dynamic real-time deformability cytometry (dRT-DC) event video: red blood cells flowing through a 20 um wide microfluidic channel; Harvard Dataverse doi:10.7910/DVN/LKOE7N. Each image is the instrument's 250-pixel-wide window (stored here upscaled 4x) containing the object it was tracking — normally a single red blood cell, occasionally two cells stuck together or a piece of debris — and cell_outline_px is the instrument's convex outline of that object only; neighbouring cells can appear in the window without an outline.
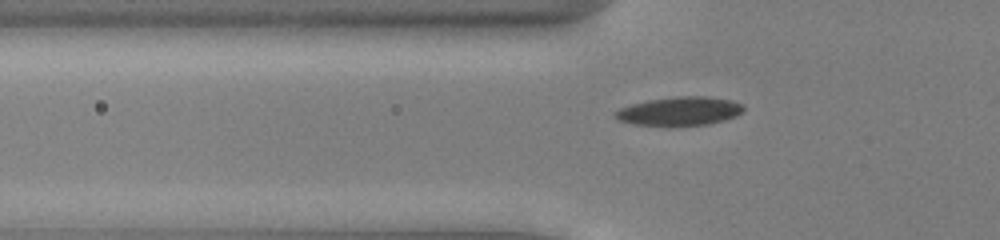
{"species": "common noctule bat (a hibernating species)", "species_latin": "Nyctalus noctula", "temperature_condition": "cold", "stored_images_in_passage": 41, "camera_frame_rate_fps": 3000, "um_per_image_px": 0.085, "animal": {"sex": "male", "body_mass_g": 13.0, "forearm_length_mm": 53.1}, "frame": {"image": 1, "passage_image": 6, "time_ms": 1.667, "image_size_px": [1000, 240], "cell_outline_px": [[744, 108], [736, 116], [724, 120], [708, 124], [664, 128], [636, 124], [620, 120], [612, 112], [620, 108], [632, 104], [648, 100], [680, 96], [708, 96], [732, 100], [740, 104]], "centroid_in_image_um": [57.74, 9.48], "position_along_channel_um": 68.1, "area_um2": 21.79}}
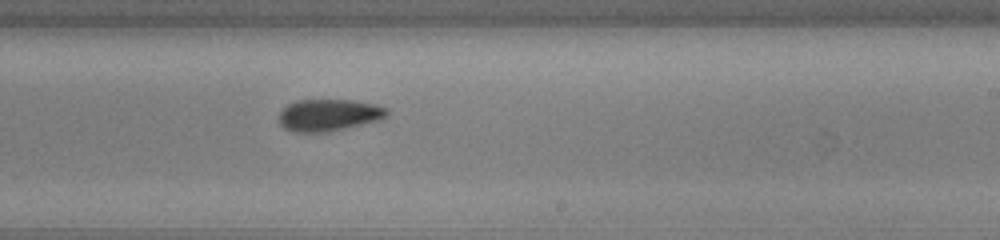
{"frame": {"image": 2, "passage_image": 21, "time_ms": 6.667, "image_size_px": [1000, 240], "cell_outline_px": [[388, 112], [384, 116], [376, 120], [328, 132], [292, 132], [284, 128], [280, 124], [280, 112], [288, 104], [296, 100], [352, 100], [376, 104], [388, 108]], "centroid_in_image_um": [27.91, 9.77], "position_along_channel_um": 261.1, "area_um2": 19.83}}
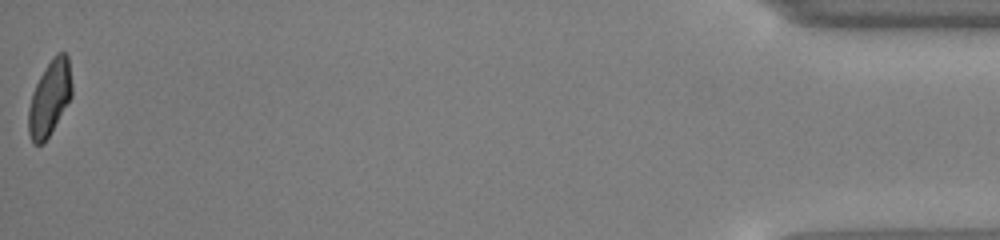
{"frame": {"image": 3, "passage_image": 41, "time_ms": 13.333, "image_size_px": [1000, 240], "cell_outline_px": [[72, 96], [44, 144], [32, 144], [28, 132], [28, 108], [32, 92], [44, 68], [52, 56], [56, 52], [64, 52], [68, 56], [72, 84]], "centroid_in_image_um": [4.21, 8.33], "position_along_channel_um": 431.0, "area_um2": 19.19}, "authors_computed_cell_mechanics": {"area_um2": 19.7676, "velocity_mm_per_s": 3.906, "shape_relaxation_time_tau1_ms": 4.2443, "shape_relaxation_time_tau2_ms": 5.2323, "deformation_change_tau1": 0.1172, "deformation_change_tau2": 0.1077}}